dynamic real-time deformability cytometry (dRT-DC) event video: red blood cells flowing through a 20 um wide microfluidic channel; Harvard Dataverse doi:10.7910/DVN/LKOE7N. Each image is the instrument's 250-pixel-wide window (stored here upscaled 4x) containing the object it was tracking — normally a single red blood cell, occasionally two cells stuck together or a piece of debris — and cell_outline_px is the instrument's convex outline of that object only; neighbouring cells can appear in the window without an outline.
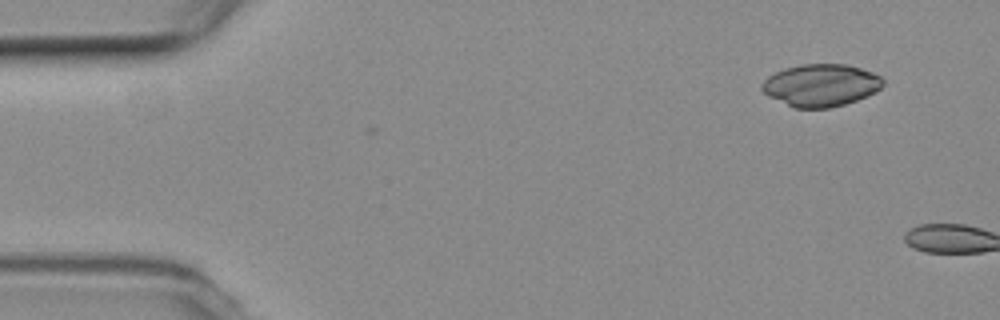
{"species": "common noctule bat (a hibernating species)", "species_latin": "Nyctalus noctula", "temperature_condition": "room temperature", "stored_images_in_passage": 2, "camera_frame_rate_fps": 3000, "um_per_image_px": 0.085, "animal": {"sex": "female", "body_mass_g": 19.3, "forearm_length_mm": 54.1}, "frame": {"image": 1, "passage_image": 1, "time_ms": 0.0, "image_size_px": [1000, 320], "cell_outline_px": [[884, 84], [876, 92], [868, 96], [844, 104], [828, 108], [792, 108], [768, 96], [760, 88], [760, 84], [768, 76], [784, 68], [800, 64], [848, 64], [872, 72], [880, 76], [884, 80]], "centroid_in_image_um": [69.76, 7.24], "position_along_channel_um": 15.2, "area_um2": 30.11}}